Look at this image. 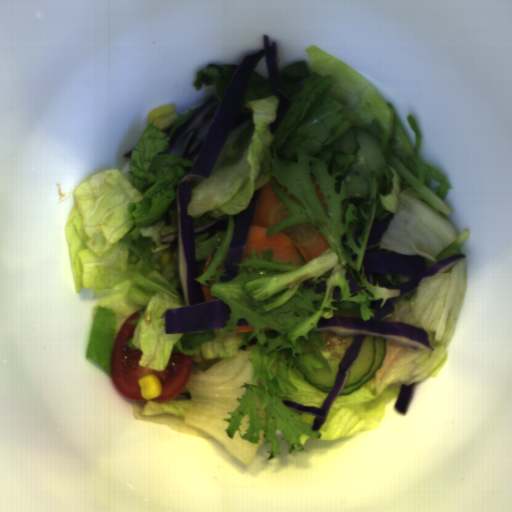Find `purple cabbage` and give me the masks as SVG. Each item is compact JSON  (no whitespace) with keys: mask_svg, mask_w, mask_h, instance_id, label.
Segmentation results:
<instances>
[{"mask_svg":"<svg viewBox=\"0 0 512 512\" xmlns=\"http://www.w3.org/2000/svg\"><path fill=\"white\" fill-rule=\"evenodd\" d=\"M263 50L244 56L238 63L221 98L211 96L203 105L193 111L172 135L170 127L161 131L168 137L169 148L156 155L169 154L182 141L175 155L195 161L185 167L187 175L172 187L174 199L166 207L161 218L163 227L172 224L171 211L175 209L177 232L163 237L159 245L177 240V272L180 287H174L180 294L184 307L165 309L161 314L165 334H184L225 328L230 321L231 308L221 298L207 301L204 288L198 279L205 273L207 257L197 259L196 236L207 233V240L218 232H227L230 216L224 214L213 222L194 226L188 203L191 202L192 181L211 177L226 145L233 144L245 131L246 140L238 148L234 162L245 151L253 134L255 122L253 108L243 107L252 75L264 59L272 92L277 98L275 119L266 129L276 134L280 124L293 105V100L281 89L282 80L303 83L308 77H297L280 73L278 47L270 36L264 34Z\"/></svg>","mask_w":512,"mask_h":512,"instance_id":"c1f60e8f","label":"purple cabbage"},{"mask_svg":"<svg viewBox=\"0 0 512 512\" xmlns=\"http://www.w3.org/2000/svg\"><path fill=\"white\" fill-rule=\"evenodd\" d=\"M395 213H388L382 219H373L368 242L362 262L366 277L370 284L391 290H400L399 297L388 298L381 307L383 300H371L370 310L374 316L368 320L360 317L334 315L329 319L323 317L317 321L318 332H331L340 338L352 337V341L338 364L335 379L327 396L320 407L304 406L294 400L282 403L293 412L315 416L311 422V432H317L328 419L330 412L345 387L352 366L356 361L367 336L386 338L404 346L419 350L424 347L430 351L435 349L429 341V333L425 328L418 327L400 320H384L397 311L394 304L415 292L424 278L443 273L460 261L466 259L462 252L454 253L435 264L428 266L425 256L419 254H403L395 250L381 248L384 233L389 229ZM381 307V308H380Z\"/></svg>","mask_w":512,"mask_h":512,"instance_id":"ea28d5fd","label":"purple cabbage"},{"mask_svg":"<svg viewBox=\"0 0 512 512\" xmlns=\"http://www.w3.org/2000/svg\"><path fill=\"white\" fill-rule=\"evenodd\" d=\"M261 193L262 186L254 191L243 211L232 215L233 227L223 260V274L220 275L217 282H228L236 279L239 274V267L234 263H240L245 253L249 234L261 200Z\"/></svg>","mask_w":512,"mask_h":512,"instance_id":"f65ffa83","label":"purple cabbage"},{"mask_svg":"<svg viewBox=\"0 0 512 512\" xmlns=\"http://www.w3.org/2000/svg\"><path fill=\"white\" fill-rule=\"evenodd\" d=\"M415 387L416 382H412L411 384H400V388L396 395V400L393 407L401 415L406 416L414 398Z\"/></svg>","mask_w":512,"mask_h":512,"instance_id":"39781b68","label":"purple cabbage"},{"mask_svg":"<svg viewBox=\"0 0 512 512\" xmlns=\"http://www.w3.org/2000/svg\"><path fill=\"white\" fill-rule=\"evenodd\" d=\"M346 269L345 278L348 280L350 293L352 294L350 297H355L362 290H365L367 287L360 286V276L357 271L352 268V273L349 269L348 263L344 266Z\"/></svg>","mask_w":512,"mask_h":512,"instance_id":"9ea6ddef","label":"purple cabbage"},{"mask_svg":"<svg viewBox=\"0 0 512 512\" xmlns=\"http://www.w3.org/2000/svg\"><path fill=\"white\" fill-rule=\"evenodd\" d=\"M134 149H129L127 152L123 154L122 157H126L128 159H131Z\"/></svg>","mask_w":512,"mask_h":512,"instance_id":"8b30caba","label":"purple cabbage"}]
</instances>
